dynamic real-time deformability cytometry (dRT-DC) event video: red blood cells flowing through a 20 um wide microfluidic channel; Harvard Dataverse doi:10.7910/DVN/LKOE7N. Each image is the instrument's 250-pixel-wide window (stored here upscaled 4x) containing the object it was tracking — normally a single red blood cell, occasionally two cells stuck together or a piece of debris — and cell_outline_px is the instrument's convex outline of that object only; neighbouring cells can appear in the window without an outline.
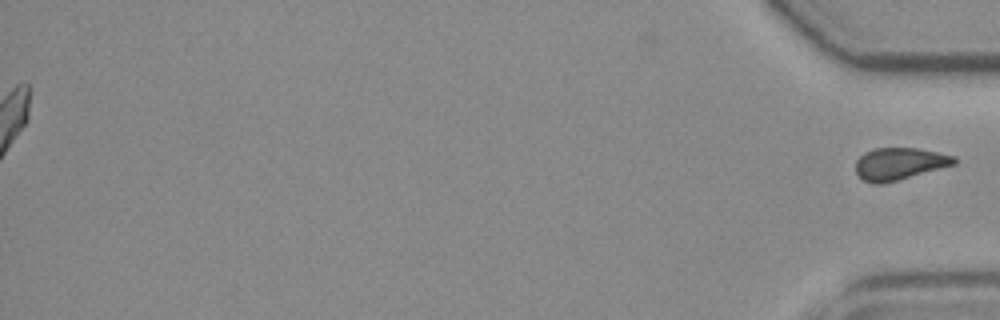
{"species": "common noctule bat (a hibernating species)", "species_latin": "Nyctalus noctula", "temperature_condition": "room temperature", "stored_images_in_passage": 55, "segment_of_instrument_passage": [2, 2], "camera_frame_rate_fps": 3000, "um_per_image_px": 0.085, "animal": {"sex": "female", "body_mass_g": 19.3, "forearm_length_mm": 54.1}, "frame": {"image": 1, "passage_image": 55, "time_ms": 18.0, "image_size_px": [1000, 320], "cell_outline_px": [[956, 164], [896, 180], [880, 184], [872, 184], [864, 180], [856, 172], [856, 160], [864, 152], [876, 148], [916, 148], [956, 156]], "centroid_in_image_um": [76.43, 13.91], "position_along_channel_um": 358.8, "area_um2": 18.21}}